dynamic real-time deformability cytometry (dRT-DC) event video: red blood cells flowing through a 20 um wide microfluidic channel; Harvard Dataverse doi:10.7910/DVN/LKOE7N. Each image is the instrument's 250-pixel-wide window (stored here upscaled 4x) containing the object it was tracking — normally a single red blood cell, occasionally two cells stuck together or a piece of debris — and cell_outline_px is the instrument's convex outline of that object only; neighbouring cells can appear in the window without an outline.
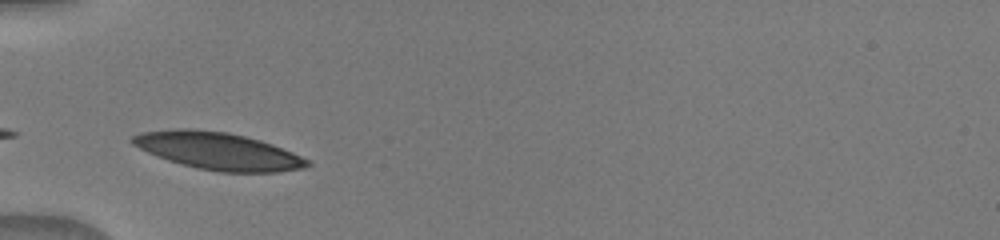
{"species": "human", "species_latin": "Homo sapiens", "temperature_condition": "warm", "stored_images_in_passage": 28, "camera_frame_rate_fps": 3000, "um_per_image_px": 0.085, "donor": {"sex": "male"}, "frame": {"image": 1, "passage_image": 1, "time_ms": 0.0, "image_size_px": [1000, 240], "cell_outline_px": [[312, 164], [304, 168], [276, 172], [220, 172], [196, 168], [180, 164], [168, 160], [148, 152], [132, 144], [128, 140], [132, 136], [140, 132], [176, 128], [192, 128], [228, 132], [260, 140], [272, 144], [292, 152], [308, 160]], "centroid_in_image_um": [18.5, 12.82], "position_along_channel_um": 66.5, "area_um2": 38.03}}